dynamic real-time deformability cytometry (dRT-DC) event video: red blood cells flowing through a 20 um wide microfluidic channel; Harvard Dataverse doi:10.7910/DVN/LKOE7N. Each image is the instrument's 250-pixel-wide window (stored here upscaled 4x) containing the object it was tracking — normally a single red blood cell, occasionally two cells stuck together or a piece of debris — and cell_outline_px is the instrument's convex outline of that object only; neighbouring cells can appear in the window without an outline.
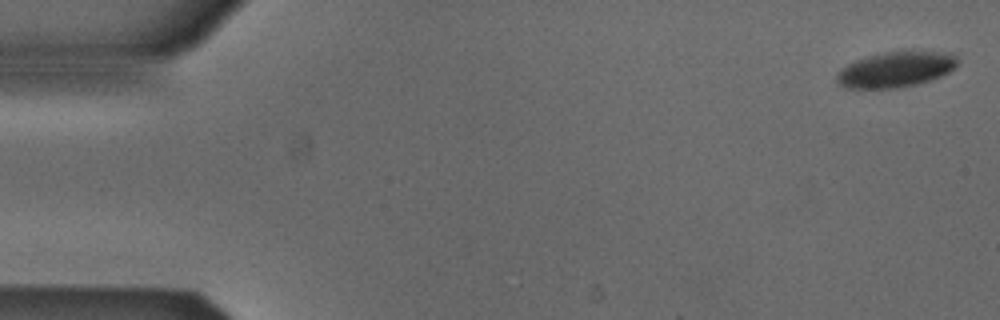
{"species": "Egyptian fruit bat (a non-hibernating species)", "species_latin": "Rousettus aegyptiacus", "temperature_condition": "cold", "stored_images_in_passage": 4, "camera_frame_rate_fps": 3000, "um_per_image_px": 0.085, "animal": {"sex": "male"}, "frame": {"image": 1, "passage_image": 1, "time_ms": 0.0, "image_size_px": [1000, 320], "cell_outline_px": [[956, 68], [940, 76], [916, 84], [896, 88], [848, 88], [840, 84], [836, 80], [836, 76], [840, 68], [856, 60], [868, 56], [884, 52], [952, 52], [956, 56]], "centroid_in_image_um": [76.12, 5.91], "position_along_channel_um": 8.9, "area_um2": 24.62}}
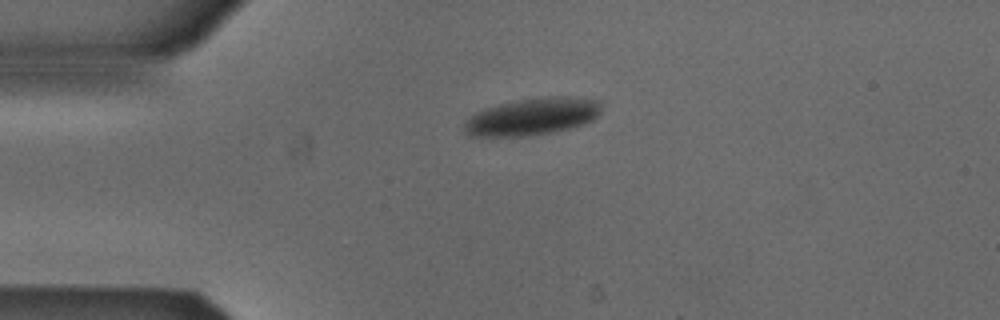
{"frame": {"image": 2, "passage_image": 4, "time_ms": 1.0, "image_size_px": [1000, 320], "cell_outline_px": [[600, 112], [592, 120], [572, 128], [552, 132], [528, 136], [468, 136], [464, 128], [464, 124], [476, 112], [484, 108], [516, 100], [548, 96], [580, 96], [600, 100]], "centroid_in_image_um": [45.29, 9.89], "position_along_channel_um": 39.7, "area_um2": 29.77}}